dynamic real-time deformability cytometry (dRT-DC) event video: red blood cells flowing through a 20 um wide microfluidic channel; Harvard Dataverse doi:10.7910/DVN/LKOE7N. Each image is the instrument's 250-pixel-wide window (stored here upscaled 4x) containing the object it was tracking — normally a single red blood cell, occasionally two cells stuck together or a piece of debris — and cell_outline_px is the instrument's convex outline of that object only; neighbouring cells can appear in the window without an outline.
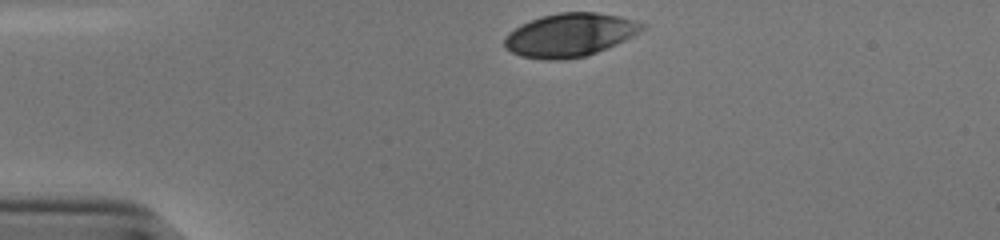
{"species": "human", "species_latin": "Homo sapiens", "temperature_condition": "cold", "stored_images_in_passage": 32, "camera_frame_rate_fps": 3000, "um_per_image_px": 0.085, "donor": {"sex": "male"}, "frame": {"image": 1, "passage_image": 1, "time_ms": 0.0, "image_size_px": [1000, 240], "cell_outline_px": [[644, 28], [632, 36], [616, 44], [596, 52], [584, 56], [564, 60], [544, 60], [520, 56], [504, 48], [504, 36], [508, 32], [520, 24], [540, 16], [560, 12], [596, 12], [620, 16], [644, 24]], "centroid_in_image_um": [48.37, 2.97], "position_along_channel_um": 36.6, "area_um2": 34.8}}
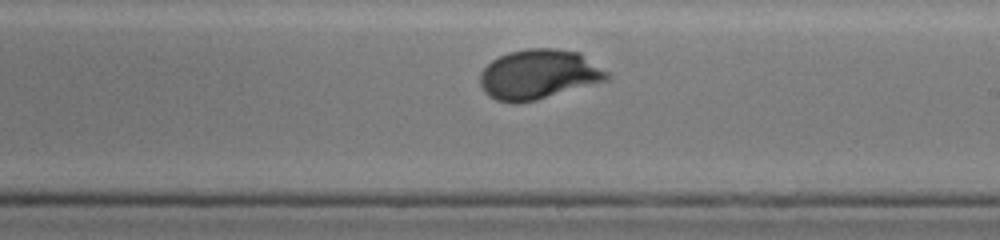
{"frame": {"image": 2, "passage_image": 21, "time_ms": 6.667, "image_size_px": [1000, 240], "cell_outline_px": [[612, 76], [608, 80], [536, 100], [496, 100], [488, 96], [484, 92], [480, 84], [480, 72], [492, 60], [508, 52], [528, 48], [556, 48], [580, 52], [608, 72]], "centroid_in_image_um": [45.82, 6.29], "position_along_channel_um": 243.2, "area_um2": 36.41}}
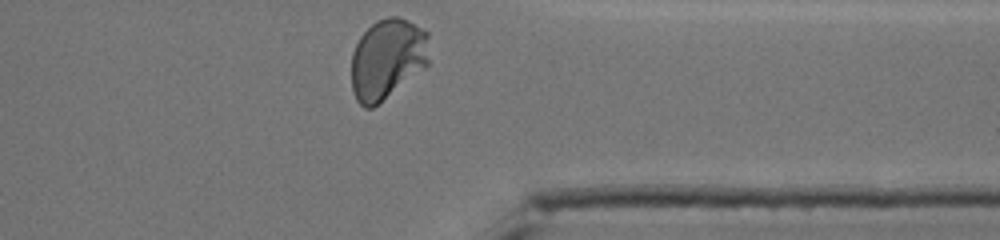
{"frame": {"image": 3, "passage_image": 32, "time_ms": 10.333, "image_size_px": [1000, 240], "cell_outline_px": [[428, 64], [424, 68], [372, 108], [364, 108], [356, 100], [352, 92], [352, 52], [360, 36], [376, 20], [388, 16], [396, 16], [408, 20], [428, 32]], "centroid_in_image_um": [32.91, 4.99], "position_along_channel_um": 378.5, "area_um2": 36.41}, "authors_computed_cell_mechanics": {"area_um2": 35.8071, "velocity_mm_per_s": 3.794, "shape_relaxation_time_tau1_ms": 2.7083, "shape_relaxation_time_tau2_ms": null, "deformation_change_tau1": 0.1522, "deformation_change_tau2": null}}